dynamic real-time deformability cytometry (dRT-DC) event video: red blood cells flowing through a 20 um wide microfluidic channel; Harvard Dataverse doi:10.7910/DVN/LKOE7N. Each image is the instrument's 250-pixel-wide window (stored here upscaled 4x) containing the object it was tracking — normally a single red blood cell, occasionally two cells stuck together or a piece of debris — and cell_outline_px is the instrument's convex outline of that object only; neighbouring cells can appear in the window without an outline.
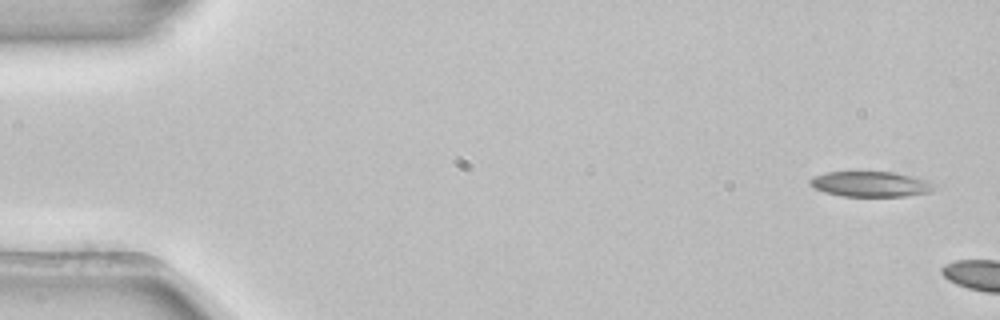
{"species": "common noctule bat (a hibernating species)", "species_latin": "Nyctalus noctula", "temperature_condition": "room temperature", "stored_images_in_passage": 2, "camera_frame_rate_fps": 3000, "um_per_image_px": 0.085, "animal": {"sex": "female", "body_mass_g": 22.7, "forearm_length_mm": 54.2}, "frame": {"image": 1, "passage_image": 1, "time_ms": 0.0, "image_size_px": [1000, 320], "cell_outline_px": [[936, 188], [932, 192], [904, 196], [840, 196], [824, 192], [808, 184], [808, 180], [812, 176], [824, 172], [892, 172], [912, 176], [928, 180], [936, 184]], "centroid_in_image_um": [74.0, 15.65], "position_along_channel_um": 11.0, "area_um2": 18.55}}